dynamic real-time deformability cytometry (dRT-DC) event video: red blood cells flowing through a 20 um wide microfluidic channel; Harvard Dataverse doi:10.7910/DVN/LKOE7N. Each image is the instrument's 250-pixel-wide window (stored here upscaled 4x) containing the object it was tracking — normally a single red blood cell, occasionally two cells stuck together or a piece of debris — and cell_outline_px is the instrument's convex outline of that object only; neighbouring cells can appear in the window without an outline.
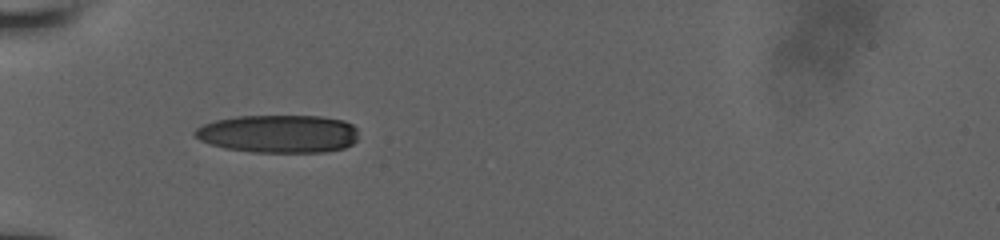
{"species": "human", "species_latin": "Homo sapiens", "temperature_condition": "room temperature", "stored_images_in_passage": 11, "camera_frame_rate_fps": 3000, "um_per_image_px": 0.085, "donor": {"sex": "male"}, "frame": {"image": 1, "passage_image": 10, "time_ms": 6.667, "image_size_px": [1000, 240], "cell_outline_px": [[356, 140], [352, 144], [344, 148], [324, 152], [252, 152], [224, 148], [200, 140], [192, 136], [192, 132], [196, 128], [204, 124], [216, 120], [236, 116], [320, 116], [344, 120], [352, 124], [356, 128]], "centroid_in_image_um": [23.65, 11.37], "position_along_channel_um": 61.3, "area_um2": 36.36}}